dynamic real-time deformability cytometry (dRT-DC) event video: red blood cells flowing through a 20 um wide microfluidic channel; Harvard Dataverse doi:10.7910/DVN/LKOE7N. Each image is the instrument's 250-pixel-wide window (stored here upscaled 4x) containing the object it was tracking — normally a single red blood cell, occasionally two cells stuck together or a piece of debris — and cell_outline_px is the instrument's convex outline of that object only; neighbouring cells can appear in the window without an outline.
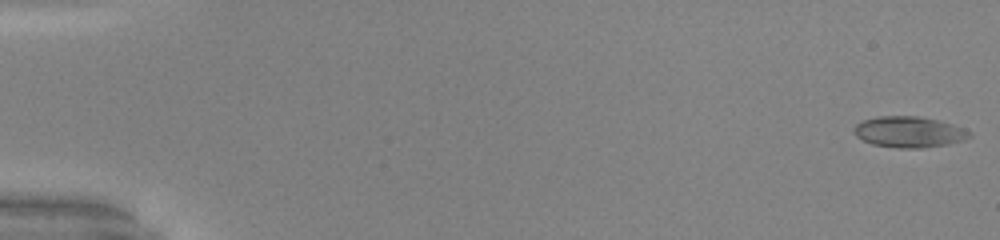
{"species": "common noctule bat (a hibernating species)", "species_latin": "Nyctalus noctula", "temperature_condition": "warm", "stored_images_in_passage": 51, "camera_frame_rate_fps": 3000, "um_per_image_px": 0.085, "animal": {"sex": "male", "body_mass_g": 20.0, "forearm_length_mm": 53.3}, "frame": {"image": 1, "passage_image": 1, "time_ms": 0.0, "image_size_px": [1000, 240], "cell_outline_px": [[972, 136], [964, 140], [948, 144], [920, 148], [896, 148], [872, 144], [856, 136], [856, 124], [864, 120], [876, 116], [916, 116], [936, 120], [952, 124], [964, 128], [972, 132]], "centroid_in_image_um": [77.31, 11.22], "position_along_channel_um": 7.7, "area_um2": 20.69}}
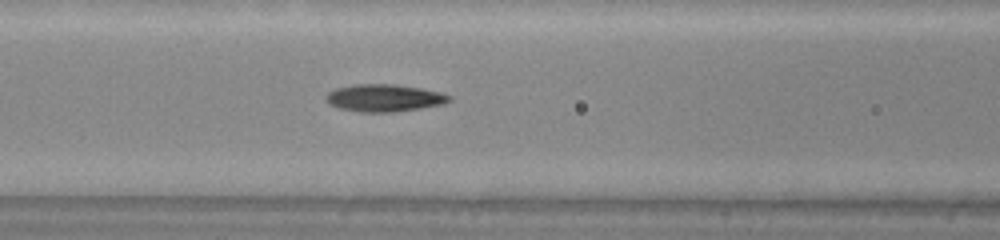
{"frame": {"image": 2, "passage_image": 23, "time_ms": 7.333, "image_size_px": [1000, 240], "cell_outline_px": [[452, 100], [444, 104], [396, 112], [360, 112], [340, 108], [328, 104], [324, 100], [324, 96], [328, 92], [336, 88], [352, 84], [392, 84], [420, 88], [440, 92], [452, 96]], "centroid_in_image_um": [32.63, 8.32], "position_along_channel_um": 134.0, "area_um2": 19.83}}
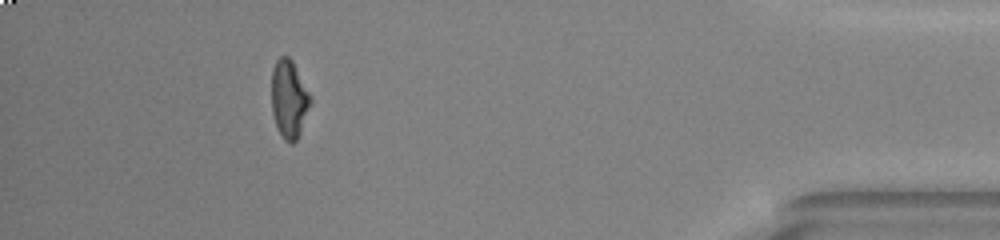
{"frame": {"image": 3, "passage_image": 47, "time_ms": 15.333, "image_size_px": [1000, 240], "cell_outline_px": [[312, 100], [300, 132], [296, 140], [292, 144], [288, 144], [284, 140], [276, 124], [272, 112], [272, 68], [276, 60], [280, 56], [288, 56], [292, 60], [312, 96]], "centroid_in_image_um": [24.58, 8.4], "position_along_channel_um": 410.6, "area_um2": 17.69}, "authors_computed_cell_mechanics": {"area_um2": 19.1896, "velocity_mm_per_s": 4.0894, "shape_relaxation_time_tau1_ms": 5.5081, "shape_relaxation_time_tau2_ms": 2.9524, "deformation_change_tau1": 0.2073, "deformation_change_tau2": 0.1158}}